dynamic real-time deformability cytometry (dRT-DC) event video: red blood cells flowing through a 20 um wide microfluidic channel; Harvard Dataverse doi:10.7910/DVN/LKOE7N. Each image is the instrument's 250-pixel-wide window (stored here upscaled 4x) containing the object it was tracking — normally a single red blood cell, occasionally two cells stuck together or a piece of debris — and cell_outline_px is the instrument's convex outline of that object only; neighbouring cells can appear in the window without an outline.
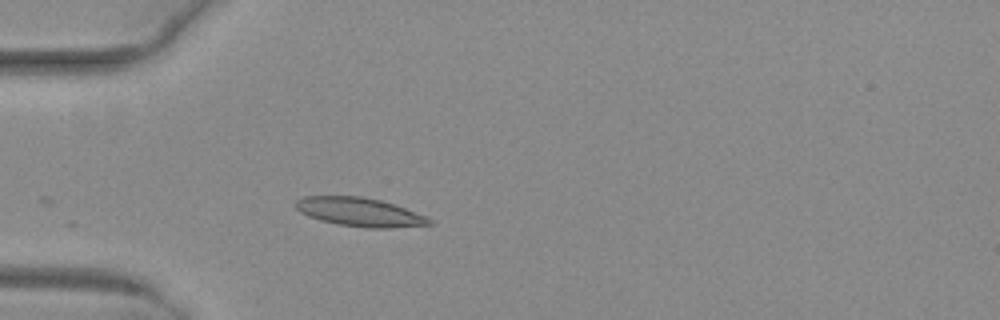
{"species": "common noctule bat (a hibernating species)", "species_latin": "Nyctalus noctula", "temperature_condition": "warm", "stored_images_in_passage": 5, "camera_frame_rate_fps": 3000, "um_per_image_px": 0.085, "animal": {"sex": "female", "body_mass_g": 29.2, "forearm_length_mm": 56.3}, "frame": {"image": 1, "passage_image": 1, "time_ms": 0.0, "image_size_px": [1000, 320], "cell_outline_px": [[432, 224], [392, 228], [364, 228], [340, 224], [320, 220], [308, 216], [300, 212], [292, 204], [296, 200], [304, 196], [360, 196], [380, 200], [404, 208], [424, 216], [432, 220]], "centroid_in_image_um": [30.51, 18.02], "position_along_channel_um": 54.5, "area_um2": 22.2}}
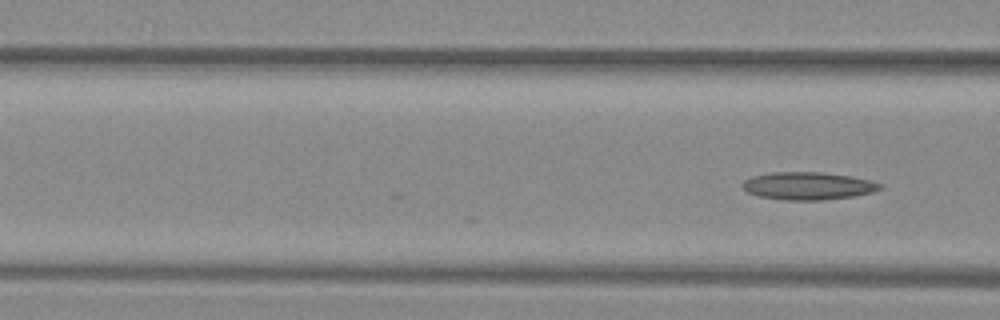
{"frame": {"image": 2, "passage_image": 5, "time_ms": 1.333, "image_size_px": [1000, 320], "cell_outline_px": [[884, 188], [872, 192], [852, 196], [824, 200], [784, 200], [760, 196], [748, 192], [740, 184], [744, 180], [752, 176], [772, 172], [820, 172], [852, 176], [884, 184]], "centroid_in_image_um": [68.69, 15.79], "position_along_channel_um": 97.9, "area_um2": 22.2}}